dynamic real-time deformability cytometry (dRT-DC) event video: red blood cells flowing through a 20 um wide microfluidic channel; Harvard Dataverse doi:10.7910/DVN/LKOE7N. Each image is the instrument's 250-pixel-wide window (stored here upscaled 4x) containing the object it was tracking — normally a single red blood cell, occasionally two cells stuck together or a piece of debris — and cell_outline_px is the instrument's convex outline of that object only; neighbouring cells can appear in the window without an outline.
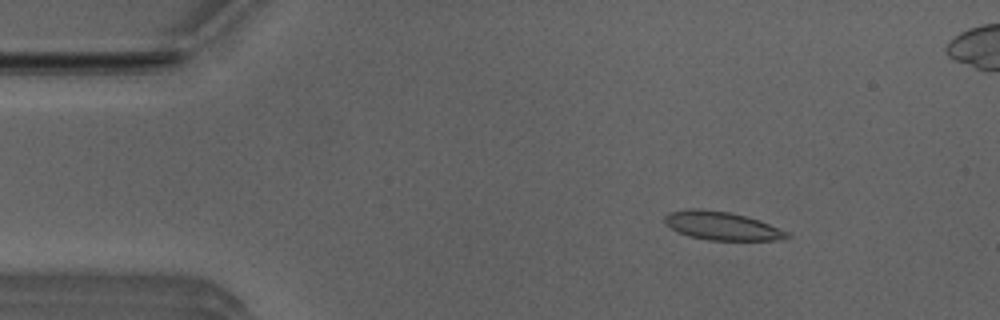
{"species": "Egyptian fruit bat (a non-hibernating species)", "species_latin": "Rousettus aegyptiacus", "temperature_condition": "room temperature", "stored_images_in_passage": 52, "camera_frame_rate_fps": 3000, "um_per_image_px": 0.085, "animal": {"sex": "male"}, "frame": {"image": 1, "passage_image": 7, "time_ms": 2.0, "image_size_px": [1000, 320], "cell_outline_px": [[792, 236], [784, 240], [708, 240], [688, 236], [664, 224], [664, 216], [668, 212], [688, 208], [696, 208], [728, 212], [744, 216], [768, 224], [788, 232]], "centroid_in_image_um": [61.32, 19.2], "position_along_channel_um": 23.7, "area_um2": 20.11}}
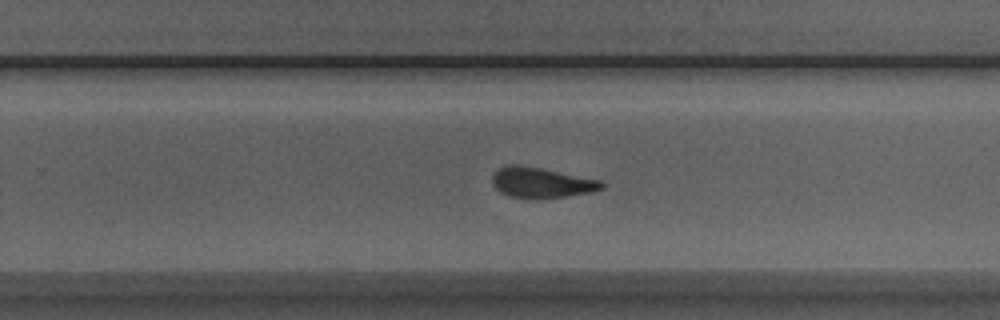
{"frame": {"image": 2, "passage_image": 32, "time_ms": 10.333, "image_size_px": [1000, 320], "cell_outline_px": [[604, 188], [592, 192], [564, 196], [508, 196], [500, 192], [492, 184], [492, 176], [500, 168], [508, 164], [516, 164], [540, 168], [604, 180]], "centroid_in_image_um": [46.06, 15.48], "position_along_channel_um": 283.7, "area_um2": 18.84}}
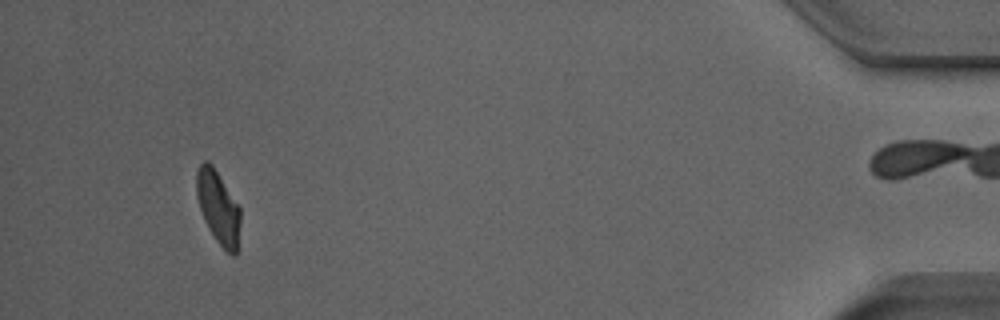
{"frame": {"image": 3, "passage_image": 48, "time_ms": 15.667, "image_size_px": [1000, 320], "cell_outline_px": [[240, 224], [236, 256], [232, 256], [216, 240], [208, 228], [204, 220], [196, 196], [196, 172], [200, 164], [204, 160], [208, 160], [212, 164], [240, 208]], "centroid_in_image_um": [18.53, 17.61], "position_along_channel_um": 416.7, "area_um2": 18.55}, "authors_computed_cell_mechanics": {"area_um2": 19.8254, "velocity_mm_per_s": 3.9373, "shape_relaxation_time_tau1_ms": null, "shape_relaxation_time_tau2_ms": 2.1631, "deformation_change_tau1": null, "deformation_change_tau2": 0.0982}}